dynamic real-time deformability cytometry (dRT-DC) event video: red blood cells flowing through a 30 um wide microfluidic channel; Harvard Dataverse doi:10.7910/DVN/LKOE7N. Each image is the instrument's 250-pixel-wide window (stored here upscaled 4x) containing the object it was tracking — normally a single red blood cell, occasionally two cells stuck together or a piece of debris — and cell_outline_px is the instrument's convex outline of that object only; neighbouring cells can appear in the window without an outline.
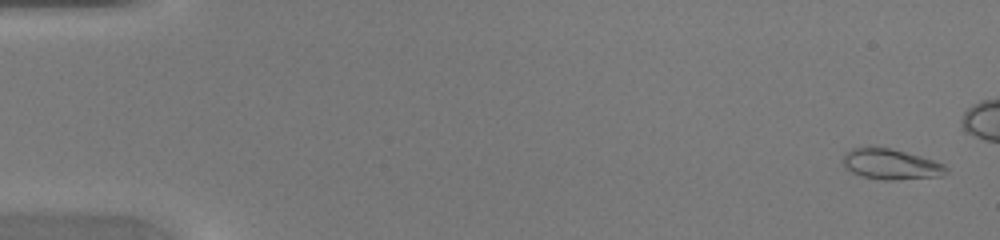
{"species": "common noctule bat (a hibernating species)", "species_latin": "Nyctalus noctula", "temperature_condition": "warm", "stored_images_in_passage": 38, "camera_frame_rate_fps": 3000, "um_per_image_px": 0.085, "animal": {"sex": "female", "body_mass_g": 20.0, "forearm_length_mm": 54.0}, "frame": {"image": 1, "passage_image": 2, "time_ms": 0.333, "image_size_px": [1000, 240], "cell_outline_px": [[948, 172], [940, 176], [892, 180], [884, 180], [864, 176], [852, 172], [844, 168], [840, 160], [844, 152], [852, 148], [888, 148], [920, 156], [944, 164], [948, 168]], "centroid_in_image_um": [75.68, 13.96], "position_along_channel_um": 9.3, "area_um2": 18.21}}
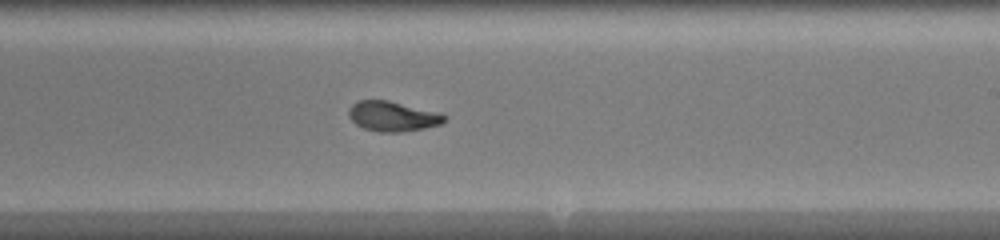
{"frame": {"image": 2, "passage_image": 28, "time_ms": 9.0, "image_size_px": [1000, 240], "cell_outline_px": [[448, 116], [440, 124], [424, 128], [400, 132], [380, 132], [364, 128], [356, 124], [348, 116], [348, 108], [352, 104], [360, 100], [388, 100], [440, 112]], "centroid_in_image_um": [33.37, 9.87], "position_along_channel_um": 255.6, "area_um2": 16.76}}
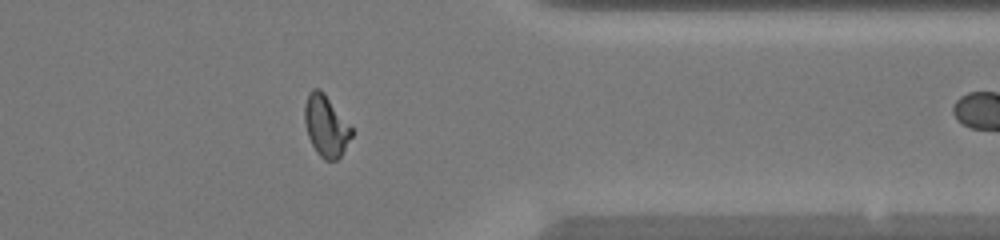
{"frame": {"image": 3, "passage_image": 37, "time_ms": 12.0, "image_size_px": [1000, 240], "cell_outline_px": [[352, 136], [340, 156], [336, 160], [324, 160], [316, 152], [308, 136], [304, 120], [304, 104], [308, 92], [312, 88], [320, 88], [324, 92], [352, 128]], "centroid_in_image_um": [27.68, 10.67], "position_along_channel_um": 383.7, "area_um2": 16.76}}